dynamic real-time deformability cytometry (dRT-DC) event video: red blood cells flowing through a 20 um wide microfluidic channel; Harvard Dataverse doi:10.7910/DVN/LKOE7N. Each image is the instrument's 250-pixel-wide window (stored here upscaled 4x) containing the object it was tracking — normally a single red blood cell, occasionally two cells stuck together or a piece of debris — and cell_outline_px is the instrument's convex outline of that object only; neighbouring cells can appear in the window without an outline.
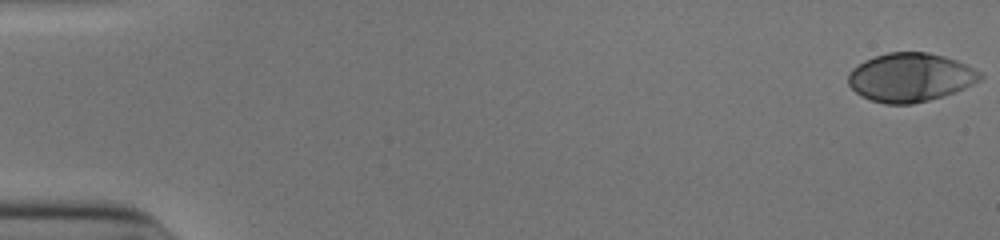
{"species": "human", "species_latin": "Homo sapiens", "temperature_condition": "cold", "stored_images_in_passage": 50, "camera_frame_rate_fps": 3000, "um_per_image_px": 0.085, "donor": {"sex": "male"}, "frame": {"image": 1, "passage_image": 1, "time_ms": 0.0, "image_size_px": [1000, 240], "cell_outline_px": [[984, 76], [980, 80], [956, 92], [944, 96], [912, 104], [884, 104], [860, 96], [848, 84], [848, 72], [852, 68], [864, 60], [888, 52], [928, 52], [944, 56], [956, 60], [980, 72]], "centroid_in_image_um": [77.36, 6.58], "position_along_channel_um": 7.6, "area_um2": 37.45}}
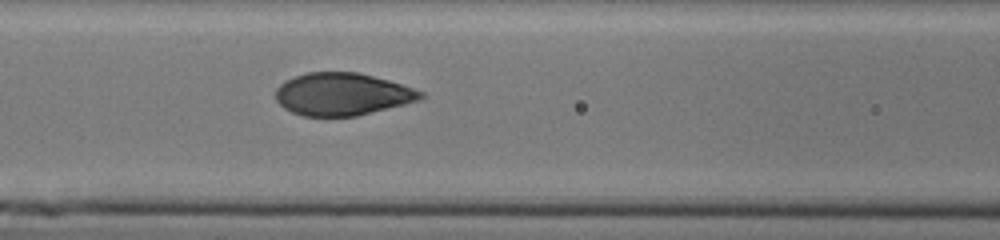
{"frame": {"image": 2, "passage_image": 24, "time_ms": 7.667, "image_size_px": [1000, 240], "cell_outline_px": [[428, 96], [420, 100], [356, 116], [304, 116], [292, 112], [284, 108], [276, 100], [276, 88], [280, 84], [296, 76], [308, 72], [356, 72], [388, 80], [424, 92]], "centroid_in_image_um": [29.1, 8.01], "position_along_channel_um": 137.5, "area_um2": 35.66}}
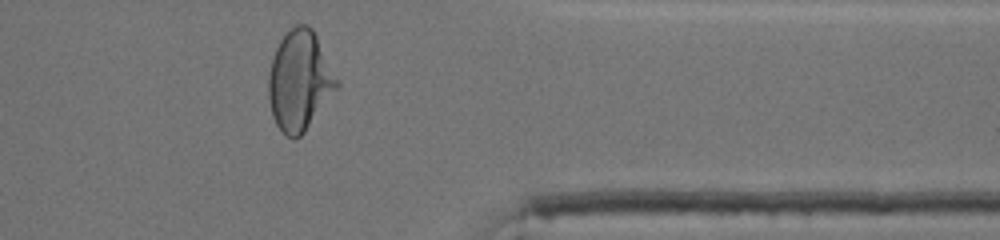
{"frame": {"image": 3, "passage_image": 44, "time_ms": 14.333, "image_size_px": [1000, 240], "cell_outline_px": [[340, 84], [304, 132], [296, 140], [292, 140], [276, 124], [272, 116], [268, 100], [268, 76], [272, 56], [280, 40], [296, 24], [308, 24], [312, 28], [340, 80]], "centroid_in_image_um": [25.46, 6.85], "position_along_channel_um": 385.9, "area_um2": 39.71}, "authors_computed_cell_mechanics": {"area_um2": 37.281, "velocity_mm_per_s": 3.9067, "shape_relaxation_time_tau1_ms": 3.768, "shape_relaxation_time_tau2_ms": null, "deformation_change_tau1": 0.1914, "deformation_change_tau2": null}}